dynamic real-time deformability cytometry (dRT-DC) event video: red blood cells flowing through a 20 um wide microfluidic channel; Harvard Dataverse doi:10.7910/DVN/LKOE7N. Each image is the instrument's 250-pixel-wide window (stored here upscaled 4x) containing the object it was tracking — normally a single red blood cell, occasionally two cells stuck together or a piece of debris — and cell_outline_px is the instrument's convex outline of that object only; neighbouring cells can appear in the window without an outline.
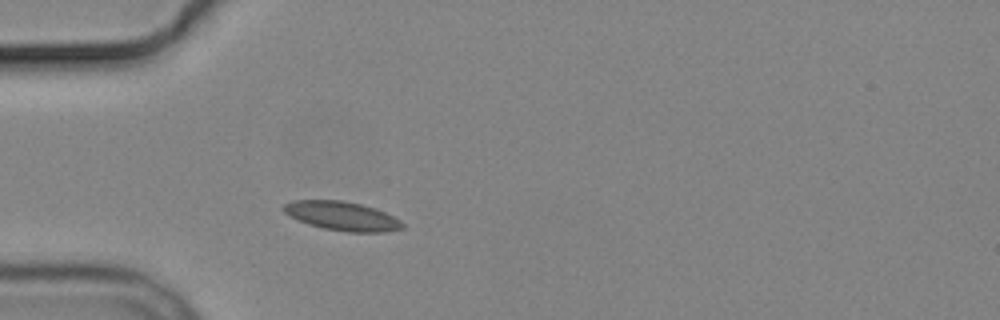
{"species": "common noctule bat (a hibernating species)", "species_latin": "Nyctalus noctula", "temperature_condition": "cold", "stored_images_in_passage": 1, "camera_frame_rate_fps": 3000, "um_per_image_px": 0.085, "animal": {"sex": "male", "body_mass_g": 19.2, "forearm_length_mm": 51.8}, "frame": {"image": 1, "passage_image": 1, "time_ms": 0.0, "image_size_px": [1000, 320], "cell_outline_px": [[404, 228], [384, 232], [348, 232], [324, 228], [308, 224], [288, 216], [280, 208], [284, 204], [296, 200], [340, 200], [360, 204], [376, 208], [400, 220], [404, 224]], "centroid_in_image_um": [29.05, 18.36], "position_along_channel_um": 55.9, "area_um2": 20.06}}